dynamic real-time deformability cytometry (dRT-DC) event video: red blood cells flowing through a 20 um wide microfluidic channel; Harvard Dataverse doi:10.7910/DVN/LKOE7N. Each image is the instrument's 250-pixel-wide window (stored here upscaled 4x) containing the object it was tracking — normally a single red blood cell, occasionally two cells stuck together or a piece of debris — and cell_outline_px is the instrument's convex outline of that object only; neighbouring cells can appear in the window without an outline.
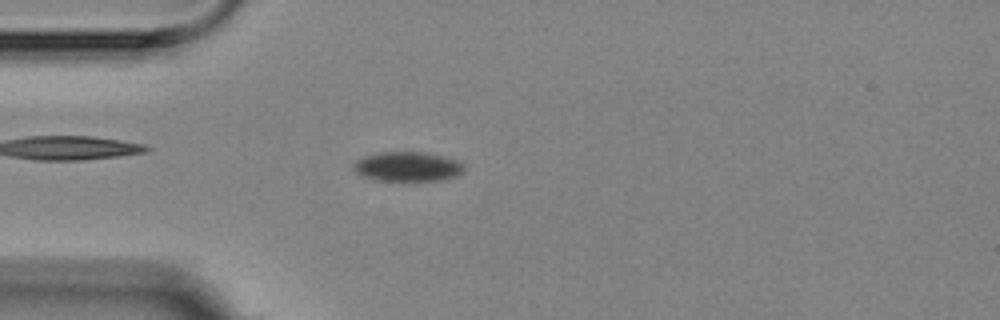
{"species": "Egyptian fruit bat (a non-hibernating species)", "species_latin": "Rousettus aegyptiacus", "temperature_condition": "room temperature", "stored_images_in_passage": 4, "camera_frame_rate_fps": 3000, "um_per_image_px": 0.085, "animal": {"sex": "female"}, "frame": {"image": 1, "passage_image": 4, "time_ms": 3.333, "image_size_px": [1000, 320], "cell_outline_px": [[464, 172], [456, 176], [444, 180], [376, 180], [360, 176], [352, 168], [352, 164], [356, 160], [364, 156], [384, 152], [424, 152], [456, 160], [464, 164]], "centroid_in_image_um": [34.62, 14.16], "position_along_channel_um": 50.4, "area_um2": 19.02}}